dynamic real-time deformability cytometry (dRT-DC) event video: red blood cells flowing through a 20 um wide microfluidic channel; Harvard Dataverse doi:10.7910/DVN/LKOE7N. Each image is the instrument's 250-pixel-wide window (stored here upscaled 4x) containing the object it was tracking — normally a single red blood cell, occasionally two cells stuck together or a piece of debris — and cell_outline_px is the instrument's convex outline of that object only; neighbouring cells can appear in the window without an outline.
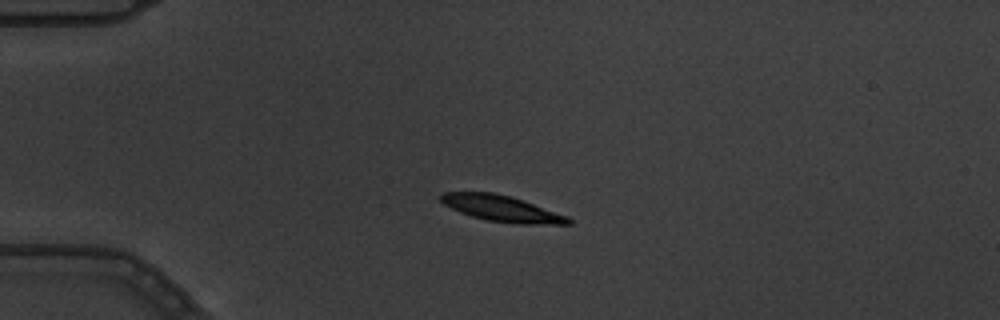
{"species": "common noctule bat (a hibernating species)", "species_latin": "Nyctalus noctula", "temperature_condition": "warm", "stored_images_in_passage": 4, "camera_frame_rate_fps": 3000, "um_per_image_px": 0.085, "animal": {"sex": "male", "body_mass_g": 19.5, "forearm_length_mm": 54.6}, "frame": {"image": 1, "passage_image": 4, "time_ms": 1.0, "image_size_px": [1000, 320], "cell_outline_px": [[572, 224], [520, 224], [488, 220], [472, 216], [460, 212], [444, 204], [440, 200], [440, 196], [444, 192], [492, 192], [512, 196], [568, 216], [572, 220]], "centroid_in_image_um": [42.68, 17.72], "position_along_channel_um": 42.3, "area_um2": 19.25}}